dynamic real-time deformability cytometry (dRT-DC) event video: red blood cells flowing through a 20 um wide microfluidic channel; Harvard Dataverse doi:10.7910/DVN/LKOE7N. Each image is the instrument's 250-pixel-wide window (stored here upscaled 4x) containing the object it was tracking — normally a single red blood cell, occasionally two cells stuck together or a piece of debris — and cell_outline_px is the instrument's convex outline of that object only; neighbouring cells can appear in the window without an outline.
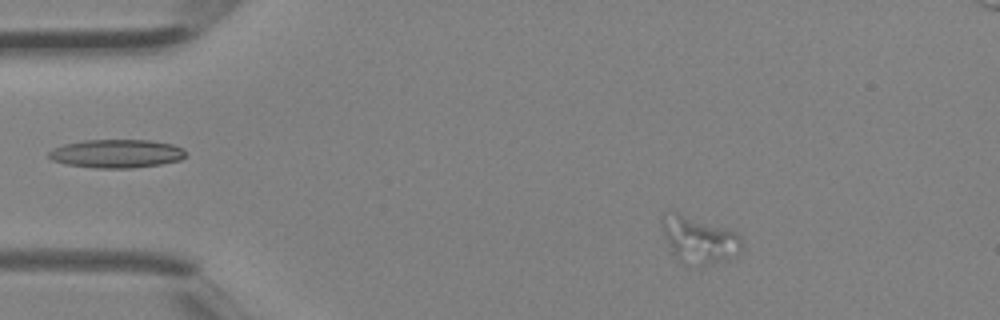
{"species": "Egyptian fruit bat (a non-hibernating species)", "species_latin": "Rousettus aegyptiacus", "temperature_condition": "room temperature", "stored_images_in_passage": 3, "camera_frame_rate_fps": 3000, "um_per_image_px": 0.085, "animal": {"sex": "female"}, "frame": {"image": 1, "passage_image": 1, "time_ms": 0.0, "image_size_px": [1000, 320], "cell_outline_px": [[744, 248], [740, 252], [704, 264], [684, 264], [672, 252], [660, 224], [664, 216], [672, 212], [676, 212], [728, 228], [736, 232], [740, 236], [744, 244]], "centroid_in_image_um": [59.43, 20.34], "position_along_channel_um": 25.6, "area_um2": 20.98}}